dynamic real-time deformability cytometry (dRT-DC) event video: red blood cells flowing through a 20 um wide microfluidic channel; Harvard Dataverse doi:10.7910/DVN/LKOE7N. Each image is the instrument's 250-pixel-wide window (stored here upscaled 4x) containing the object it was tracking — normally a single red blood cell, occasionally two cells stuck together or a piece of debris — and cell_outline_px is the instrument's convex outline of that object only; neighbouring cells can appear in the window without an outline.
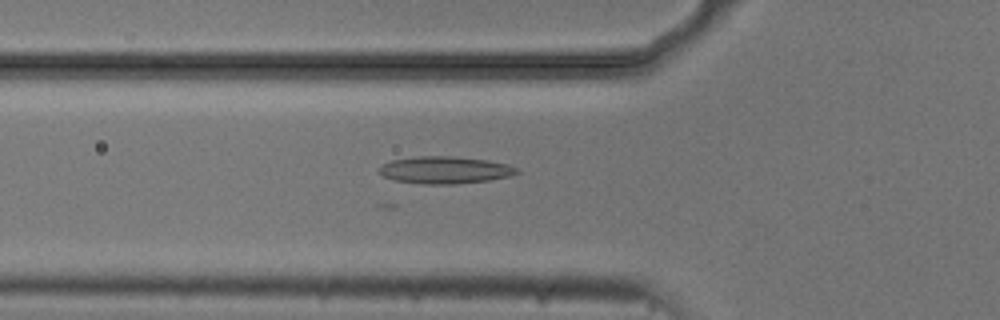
{"species": "common noctule bat (a hibernating species)", "species_latin": "Nyctalus noctula", "temperature_condition": "cold", "stored_images_in_passage": 34, "camera_frame_rate_fps": 3000, "um_per_image_px": 0.085, "animal": {"sex": "male", "body_mass_g": 20.5, "forearm_length_mm": 52.5}, "frame": {"image": 1, "passage_image": 11, "time_ms": 3.333, "image_size_px": [1000, 320], "cell_outline_px": [[520, 172], [512, 176], [488, 180], [456, 184], [420, 184], [396, 180], [384, 176], [380, 172], [380, 164], [392, 160], [416, 156], [456, 156], [488, 160], [508, 164], [520, 168]], "centroid_in_image_um": [37.87, 14.44], "position_along_channel_um": 87.9, "area_um2": 22.02}}
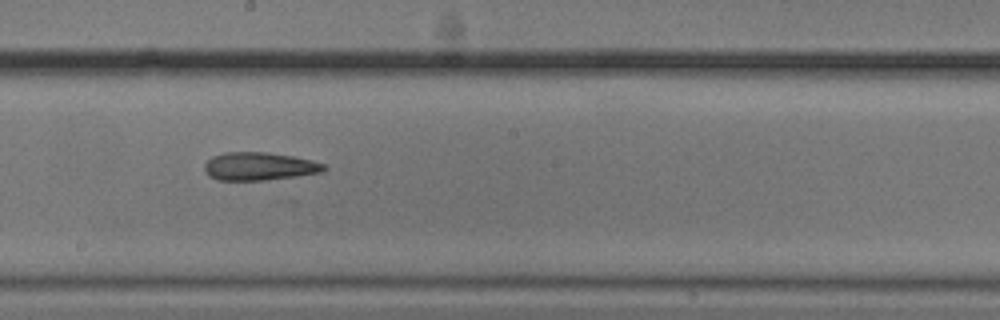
{"frame": {"image": 2, "passage_image": 22, "time_ms": 7.0, "image_size_px": [1000, 320], "cell_outline_px": [[328, 168], [324, 172], [296, 176], [264, 180], [216, 180], [208, 176], [204, 172], [204, 164], [212, 156], [224, 152], [268, 152], [292, 156], [312, 160], [324, 164]], "centroid_in_image_um": [22.02, 14.14], "position_along_channel_um": 226.2, "area_um2": 19.71}}
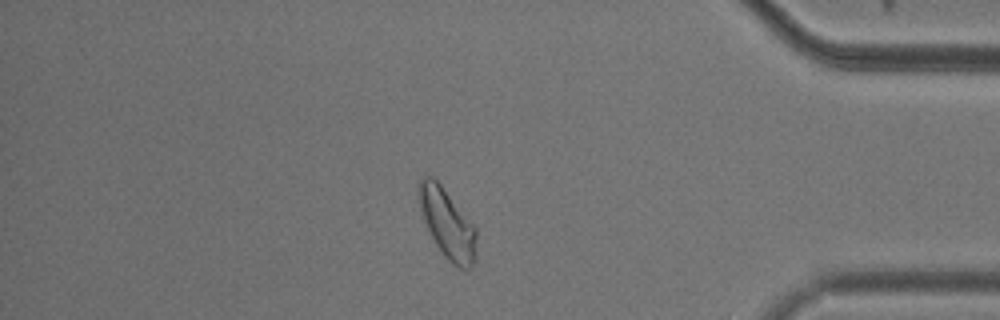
{"frame": {"image": 3, "passage_image": 30, "time_ms": 9.667, "image_size_px": [1000, 320], "cell_outline_px": [[476, 236], [472, 268], [460, 268], [452, 264], [448, 260], [436, 244], [424, 220], [416, 196], [420, 176], [432, 176], [440, 184], [476, 228]], "centroid_in_image_um": [37.97, 18.95], "position_along_channel_um": 397.2, "area_um2": 22.83}}